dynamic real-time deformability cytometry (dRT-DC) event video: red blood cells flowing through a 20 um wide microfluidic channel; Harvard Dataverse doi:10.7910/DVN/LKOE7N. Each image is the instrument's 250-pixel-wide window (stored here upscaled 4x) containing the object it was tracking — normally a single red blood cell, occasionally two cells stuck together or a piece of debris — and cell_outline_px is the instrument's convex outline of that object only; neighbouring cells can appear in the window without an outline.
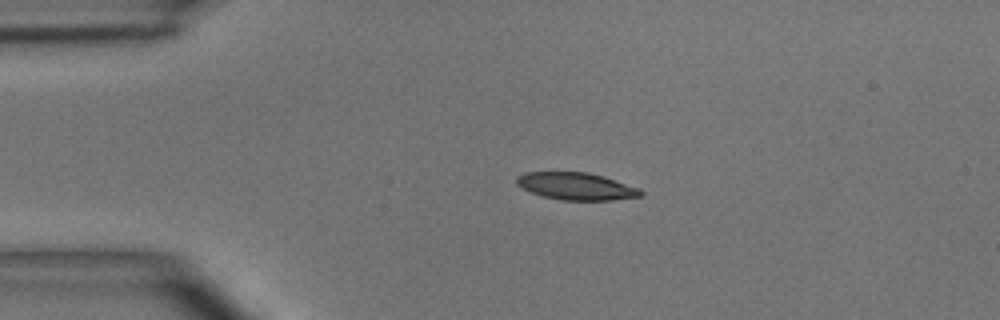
{"species": "common noctule bat (a hibernating species)", "species_latin": "Nyctalus noctula", "temperature_condition": "room temperature", "stored_images_in_passage": 3, "camera_frame_rate_fps": 3000, "um_per_image_px": 0.085, "animal": {"sex": "male", "body_mass_g": 15.6}, "frame": {"image": 1, "passage_image": 2, "time_ms": 2.333, "image_size_px": [1000, 320], "cell_outline_px": [[644, 196], [612, 200], [560, 200], [544, 196], [532, 192], [516, 184], [516, 176], [524, 172], [588, 172], [604, 176], [640, 188], [644, 192]], "centroid_in_image_um": [49.02, 15.83], "position_along_channel_um": 36.0, "area_um2": 19.83}}